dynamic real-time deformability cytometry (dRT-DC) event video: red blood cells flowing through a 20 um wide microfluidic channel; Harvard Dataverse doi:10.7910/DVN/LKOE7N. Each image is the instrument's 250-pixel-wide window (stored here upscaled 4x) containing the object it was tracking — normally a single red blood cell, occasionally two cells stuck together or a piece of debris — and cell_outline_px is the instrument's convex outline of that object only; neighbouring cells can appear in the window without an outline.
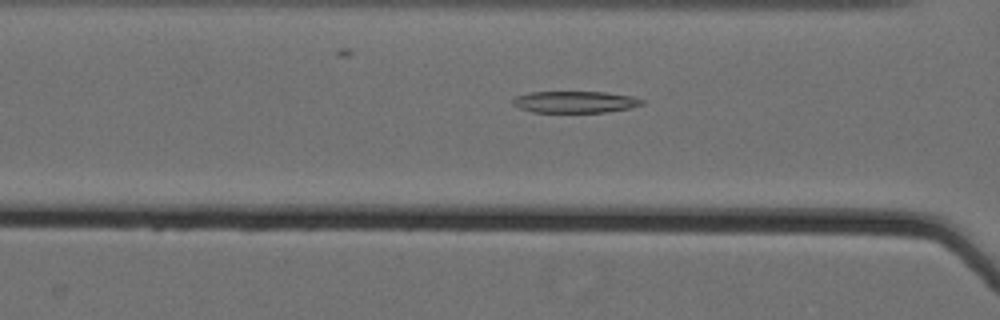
{"species": "Egyptian fruit bat (a non-hibernating species)", "species_latin": "Rousettus aegyptiacus", "temperature_condition": "cold", "stored_images_in_passage": 62, "camera_frame_rate_fps": 3000, "um_per_image_px": 0.085, "animal": {"sex": "female"}, "frame": {"image": 1, "passage_image": 30, "time_ms": 9.667, "image_size_px": [1000, 320], "cell_outline_px": [[644, 104], [628, 108], [604, 112], [532, 112], [520, 108], [512, 104], [512, 100], [516, 96], [532, 92], [604, 92], [632, 96], [644, 100]], "centroid_in_image_um": [48.87, 8.66], "position_along_channel_um": 117.7, "area_um2": 16.18}}
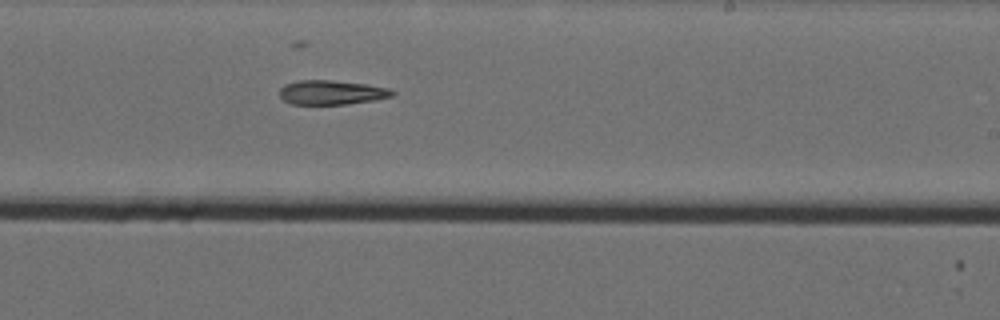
{"frame": {"image": 2, "passage_image": 42, "time_ms": 13.667, "image_size_px": [1000, 320], "cell_outline_px": [[396, 92], [392, 96], [376, 100], [344, 104], [292, 104], [284, 100], [280, 96], [280, 88], [284, 84], [300, 80], [332, 80], [368, 84], [388, 88]], "centroid_in_image_um": [28.19, 7.85], "position_along_channel_um": 260.8, "area_um2": 16.01}}
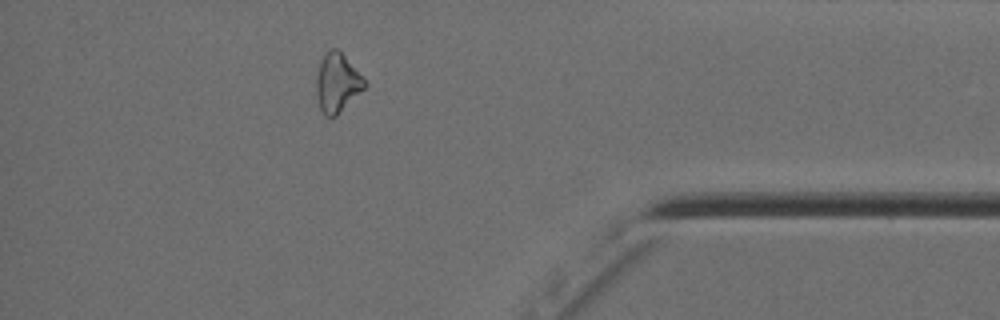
{"frame": {"image": 3, "passage_image": 56, "time_ms": 18.333, "image_size_px": [1000, 320], "cell_outline_px": [[368, 84], [336, 116], [324, 116], [320, 112], [316, 96], [316, 76], [320, 60], [332, 48], [336, 48], [344, 56]], "centroid_in_image_um": [28.62, 7.08], "position_along_channel_um": 406.6, "area_um2": 16.3}}